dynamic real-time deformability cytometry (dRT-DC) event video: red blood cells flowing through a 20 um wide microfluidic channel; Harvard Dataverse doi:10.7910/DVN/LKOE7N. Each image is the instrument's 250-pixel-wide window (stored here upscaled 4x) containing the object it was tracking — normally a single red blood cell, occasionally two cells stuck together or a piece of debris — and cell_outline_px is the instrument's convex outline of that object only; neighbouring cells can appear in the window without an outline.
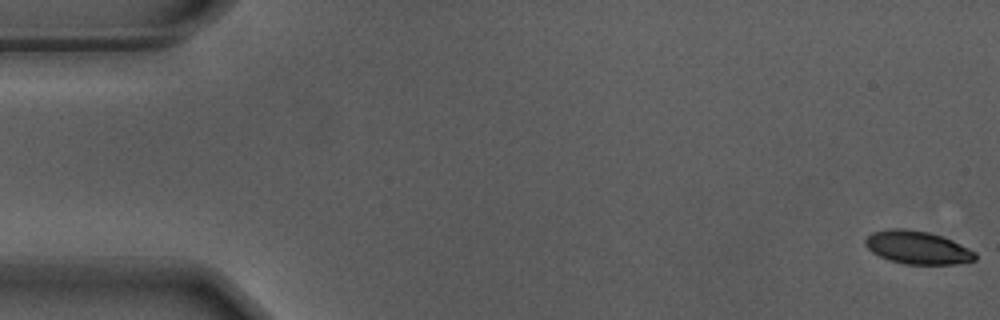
{"species": "Egyptian fruit bat (a non-hibernating species)", "species_latin": "Rousettus aegyptiacus", "temperature_condition": "warm", "stored_images_in_passage": 56, "camera_frame_rate_fps": 3000, "um_per_image_px": 0.085, "animal": {"sex": "male"}, "frame": {"image": 1, "passage_image": 1, "time_ms": 0.0, "image_size_px": [1000, 320], "cell_outline_px": [[976, 260], [956, 264], [904, 264], [888, 260], [872, 252], [864, 244], [864, 240], [872, 232], [888, 228], [904, 228], [928, 232], [952, 240], [976, 252]], "centroid_in_image_um": [77.96, 21.04], "position_along_channel_um": 7.0, "area_um2": 21.21}}
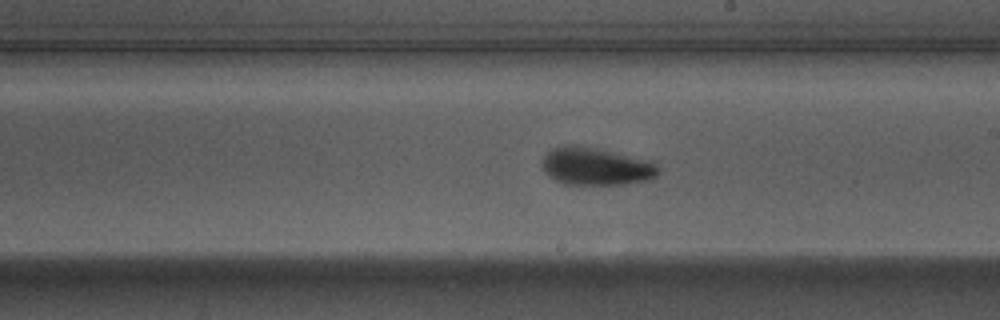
{"frame": {"image": 2, "passage_image": 32, "time_ms": 10.333, "image_size_px": [1000, 320], "cell_outline_px": [[660, 172], [656, 176], [648, 180], [624, 184], [564, 184], [548, 176], [544, 172], [540, 160], [552, 148], [564, 144], [580, 144], [652, 160], [660, 168]], "centroid_in_image_um": [50.65, 14.11], "position_along_channel_um": 238.4, "area_um2": 26.07}}
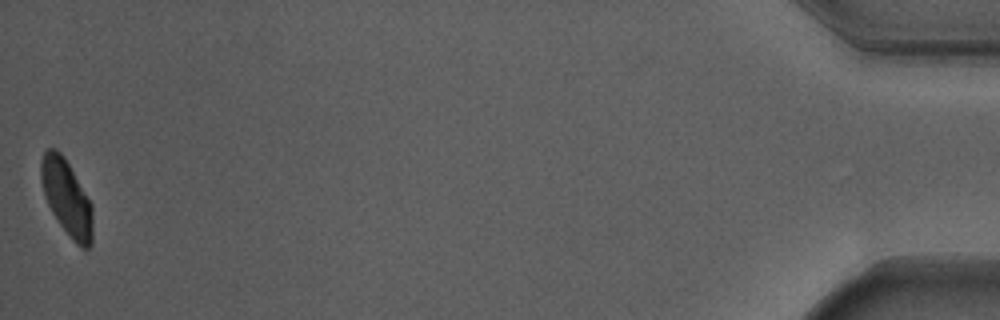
{"frame": {"image": 3, "passage_image": 56, "time_ms": 18.333, "image_size_px": [1000, 320], "cell_outline_px": [[92, 244], [88, 248], [80, 248], [72, 240], [60, 224], [52, 212], [48, 204], [44, 192], [40, 176], [40, 160], [44, 152], [48, 148], [56, 148], [60, 152], [68, 164], [92, 204]], "centroid_in_image_um": [5.66, 16.81], "position_along_channel_um": 429.5, "area_um2": 22.54}, "authors_computed_cell_mechanics": {"area_um2": 23.6691, "velocity_mm_per_s": 3.6725, "shape_relaxation_time_tau1_ms": 2.3635, "shape_relaxation_time_tau2_ms": 1.2662, "deformation_change_tau1": 0.1272, "deformation_change_tau2": 0.0582}}